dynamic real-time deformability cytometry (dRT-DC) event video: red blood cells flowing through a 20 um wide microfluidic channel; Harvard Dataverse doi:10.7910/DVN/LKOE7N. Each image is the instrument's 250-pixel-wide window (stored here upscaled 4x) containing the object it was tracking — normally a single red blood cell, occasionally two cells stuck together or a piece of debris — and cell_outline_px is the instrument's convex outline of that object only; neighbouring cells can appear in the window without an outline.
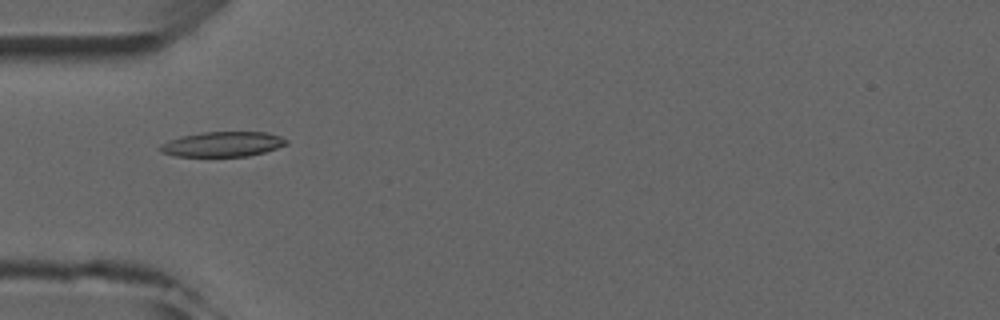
{"species": "common noctule bat (a hibernating species)", "species_latin": "Nyctalus noctula", "temperature_condition": "room temperature", "stored_images_in_passage": 5, "camera_frame_rate_fps": 3000, "um_per_image_px": 0.085, "animal": {"sex": "male", "forearm_length_mm": 52.5}, "frame": {"image": 1, "passage_image": 4, "time_ms": 3.333, "image_size_px": [1000, 320], "cell_outline_px": [[288, 144], [264, 152], [248, 156], [176, 156], [160, 152], [156, 148], [160, 144], [168, 140], [180, 136], [204, 132], [268, 132], [280, 136], [288, 140]], "centroid_in_image_um": [18.89, 12.25], "position_along_channel_um": 66.1, "area_um2": 18.5}}
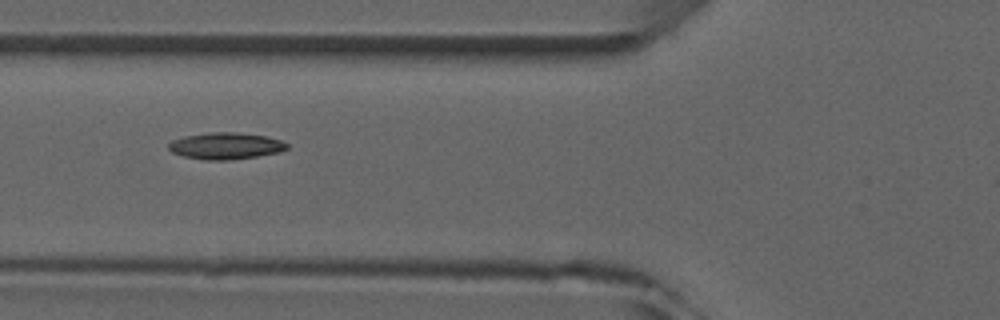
{"frame": {"image": 2, "passage_image": 5, "time_ms": 4.333, "image_size_px": [1000, 320], "cell_outline_px": [[288, 148], [280, 152], [256, 156], [228, 160], [204, 160], [184, 156], [172, 152], [168, 148], [168, 144], [172, 140], [184, 136], [208, 132], [236, 132], [268, 136], [280, 140], [288, 144]], "centroid_in_image_um": [19.18, 12.39], "position_along_channel_um": 106.6, "area_um2": 18.44}}